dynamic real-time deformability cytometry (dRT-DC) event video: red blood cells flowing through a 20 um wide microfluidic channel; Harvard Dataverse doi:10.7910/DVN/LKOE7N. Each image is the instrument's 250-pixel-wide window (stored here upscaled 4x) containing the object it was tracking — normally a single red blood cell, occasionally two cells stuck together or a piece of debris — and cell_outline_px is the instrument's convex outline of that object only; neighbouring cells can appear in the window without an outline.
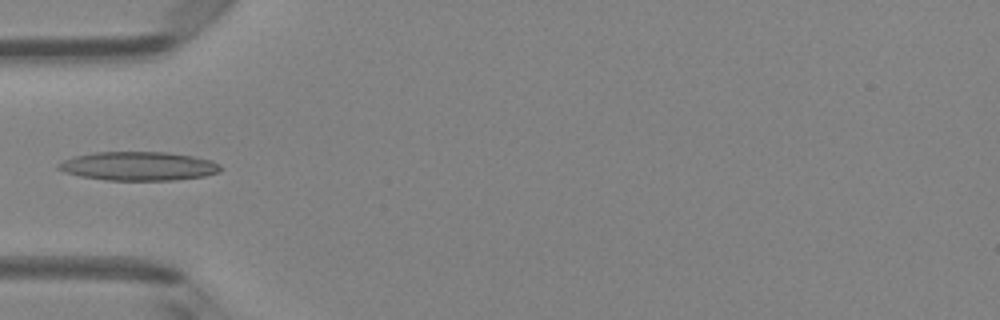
{"species": "Egyptian fruit bat (a non-hibernating species)", "species_latin": "Rousettus aegyptiacus", "temperature_condition": "room temperature", "stored_images_in_passage": 1, "camera_frame_rate_fps": 3000, "um_per_image_px": 0.085, "animal": {"sex": "female"}, "frame": {"image": 1, "passage_image": 1, "time_ms": 0.0, "image_size_px": [1000, 320], "cell_outline_px": [[224, 168], [220, 172], [204, 176], [176, 180], [104, 180], [80, 176], [64, 172], [56, 168], [56, 164], [64, 160], [76, 156], [92, 152], [168, 152], [192, 156], [212, 160], [220, 164]], "centroid_in_image_um": [11.79, 14.12], "position_along_channel_um": 73.2, "area_um2": 27.46}}